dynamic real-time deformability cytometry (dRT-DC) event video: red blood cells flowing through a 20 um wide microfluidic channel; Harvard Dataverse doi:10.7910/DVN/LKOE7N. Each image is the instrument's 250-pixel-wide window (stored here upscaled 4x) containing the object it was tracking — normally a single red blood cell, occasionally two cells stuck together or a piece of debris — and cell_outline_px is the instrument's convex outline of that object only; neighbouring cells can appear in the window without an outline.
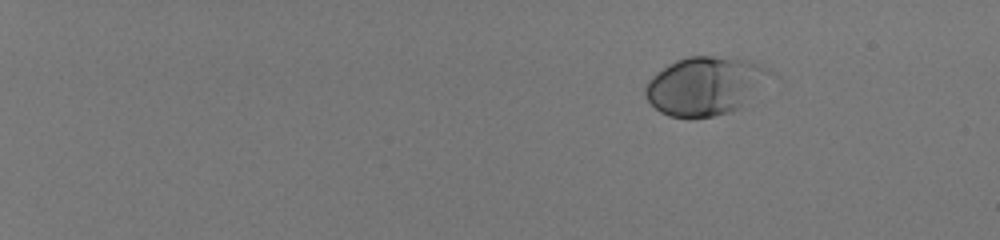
{"species": "human", "species_latin": "Homo sapiens", "temperature_condition": "room temperature", "stored_images_in_passage": 49, "camera_frame_rate_fps": 3000, "um_per_image_px": 0.085, "donor": {"sex": "male"}, "frame": {"image": 1, "passage_image": 1, "time_ms": 0.0, "image_size_px": [1000, 240], "cell_outline_px": [[768, 72], [740, 108], [728, 112], [712, 116], [688, 120], [668, 116], [660, 112], [648, 100], [644, 92], [644, 88], [648, 80], [656, 72], [668, 64], [676, 60], [688, 56], [712, 56], [748, 60], [768, 68]], "centroid_in_image_um": [59.77, 7.32], "position_along_channel_um": 25.2, "area_um2": 41.62}}
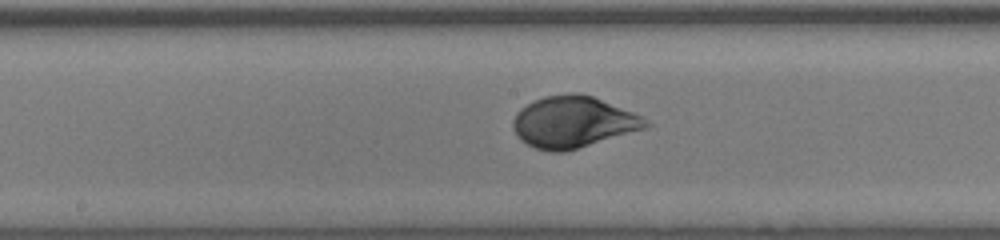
{"frame": {"image": 2, "passage_image": 28, "time_ms": 9.0, "image_size_px": [1000, 240], "cell_outline_px": [[652, 124], [644, 128], [564, 152], [548, 152], [536, 148], [520, 140], [516, 136], [512, 128], [512, 120], [516, 112], [520, 108], [544, 96], [572, 92], [576, 92], [592, 96], [632, 112], [648, 120]], "centroid_in_image_um": [48.65, 10.37], "position_along_channel_um": 199.5, "area_um2": 39.48}}
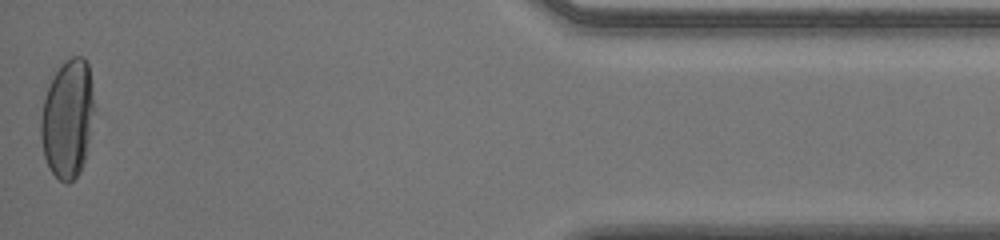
{"frame": {"image": 3, "passage_image": 49, "time_ms": 16.0, "image_size_px": [1000, 240], "cell_outline_px": [[96, 112], [84, 164], [80, 172], [68, 184], [64, 184], [48, 168], [44, 156], [40, 136], [40, 116], [44, 100], [48, 88], [60, 64], [64, 60], [72, 56], [84, 56], [88, 64], [92, 84], [96, 108]], "centroid_in_image_um": [5.78, 10.09], "position_along_channel_um": 429.4, "area_um2": 37.74}, "authors_computed_cell_mechanics": {"area_um2": 39.304, "velocity_mm_per_s": 3.9971, "shape_relaxation_time_tau1_ms": 3.0102, "shape_relaxation_time_tau2_ms": null, "deformation_change_tau1": 0.169, "deformation_change_tau2": null}}